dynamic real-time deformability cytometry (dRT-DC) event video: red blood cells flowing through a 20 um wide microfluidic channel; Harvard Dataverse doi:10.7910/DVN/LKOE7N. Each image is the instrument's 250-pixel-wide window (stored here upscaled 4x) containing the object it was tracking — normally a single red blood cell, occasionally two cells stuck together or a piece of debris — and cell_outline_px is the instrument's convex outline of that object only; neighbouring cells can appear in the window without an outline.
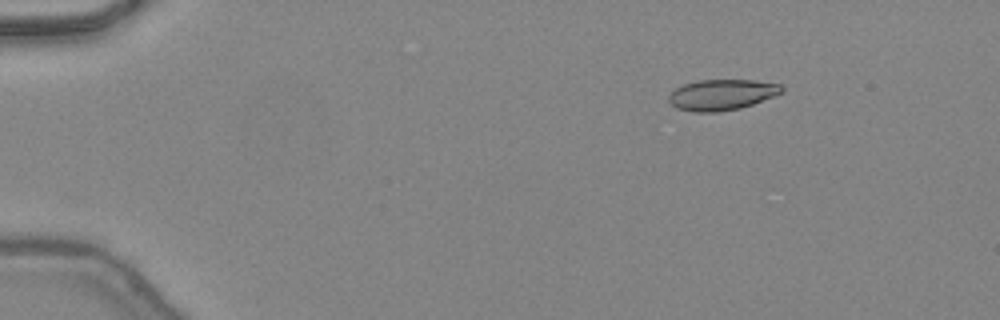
{"species": "common noctule bat (a hibernating species)", "species_latin": "Nyctalus noctula", "temperature_condition": "warm", "stored_images_in_passage": 28, "camera_frame_rate_fps": 3000, "um_per_image_px": 0.085, "animal": {"sex": "female", "body_mass_g": 24.6, "forearm_length_mm": 56.2}, "frame": {"image": 1, "passage_image": 8, "time_ms": 2.333, "image_size_px": [1000, 320], "cell_outline_px": [[784, 92], [752, 104], [740, 108], [716, 112], [692, 112], [676, 108], [668, 100], [668, 96], [676, 88], [684, 84], [700, 80], [752, 80], [780, 84], [784, 88]], "centroid_in_image_um": [61.35, 8.05], "position_along_channel_um": 23.7, "area_um2": 20.17}}
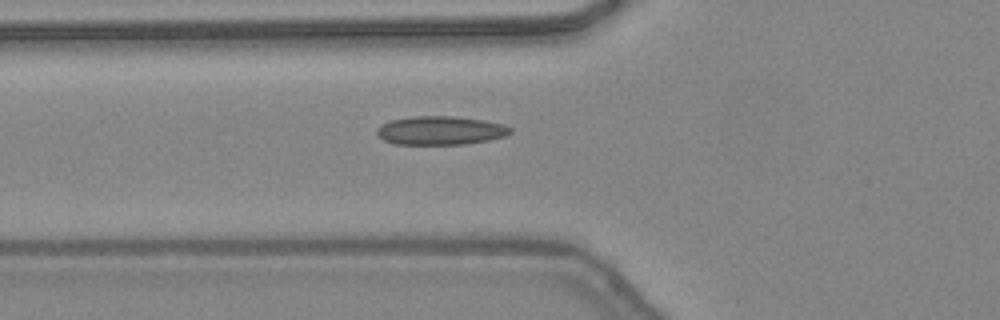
{"frame": {"image": 2, "passage_image": 19, "time_ms": 6.0, "image_size_px": [1000, 320], "cell_outline_px": [[512, 132], [504, 136], [488, 140], [464, 144], [396, 144], [384, 140], [376, 132], [376, 128], [380, 124], [392, 120], [412, 116], [452, 116], [484, 120], [504, 124], [512, 128]], "centroid_in_image_um": [37.44, 11.08], "position_along_channel_um": 88.4, "area_um2": 22.25}}
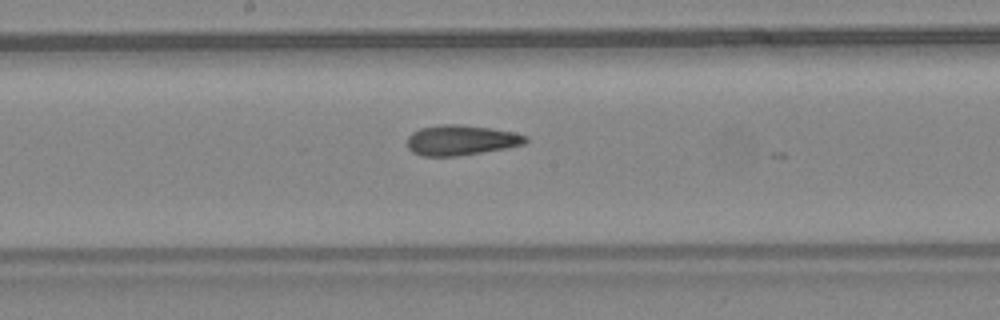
{"frame": {"image": 3, "passage_image": 27, "time_ms": 8.667, "image_size_px": [1000, 320], "cell_outline_px": [[528, 140], [524, 144], [508, 148], [456, 156], [420, 156], [412, 152], [408, 148], [408, 136], [412, 132], [420, 128], [440, 124], [460, 124], [492, 128], [512, 132], [528, 136]], "centroid_in_image_um": [39.18, 11.91], "position_along_channel_um": 209.0, "area_um2": 20.98}}